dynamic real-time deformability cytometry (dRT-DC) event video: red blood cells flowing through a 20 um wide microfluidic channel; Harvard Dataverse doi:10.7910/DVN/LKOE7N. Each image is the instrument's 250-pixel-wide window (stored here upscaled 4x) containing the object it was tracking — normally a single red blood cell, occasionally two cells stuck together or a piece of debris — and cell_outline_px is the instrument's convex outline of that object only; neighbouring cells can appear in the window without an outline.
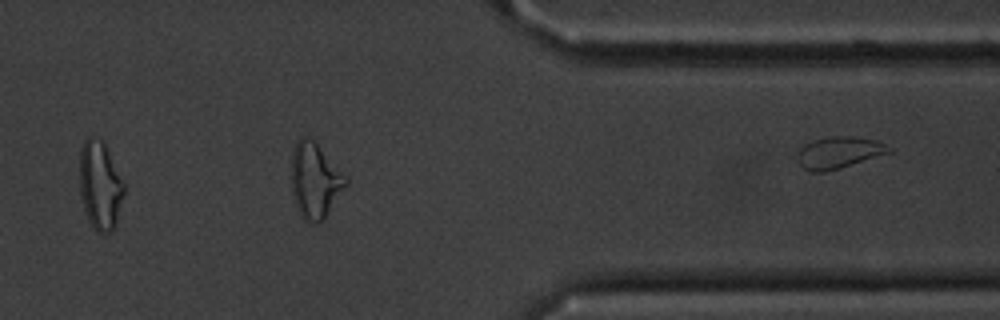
{"species": "common noctule bat (a hibernating species)", "species_latin": "Nyctalus noctula", "temperature_condition": "cold", "stored_images_in_passage": 37, "segment_of_instrument_passage": [2, 2], "camera_frame_rate_fps": 3000, "um_per_image_px": 0.085, "animal": {"sex": "male", "body_mass_g": 20.1, "forearm_length_mm": 53.5}, "frame": {"image": 1, "passage_image": 37, "time_ms": 12.0, "image_size_px": [1000, 320], "cell_outline_px": [[892, 152], [840, 168], [824, 172], [812, 172], [804, 168], [800, 164], [796, 156], [796, 152], [804, 144], [816, 140], [832, 136], [852, 136], [876, 140], [892, 148]], "centroid_in_image_um": [71.3, 12.97], "position_along_channel_um": 340.1, "area_um2": 16.88}}